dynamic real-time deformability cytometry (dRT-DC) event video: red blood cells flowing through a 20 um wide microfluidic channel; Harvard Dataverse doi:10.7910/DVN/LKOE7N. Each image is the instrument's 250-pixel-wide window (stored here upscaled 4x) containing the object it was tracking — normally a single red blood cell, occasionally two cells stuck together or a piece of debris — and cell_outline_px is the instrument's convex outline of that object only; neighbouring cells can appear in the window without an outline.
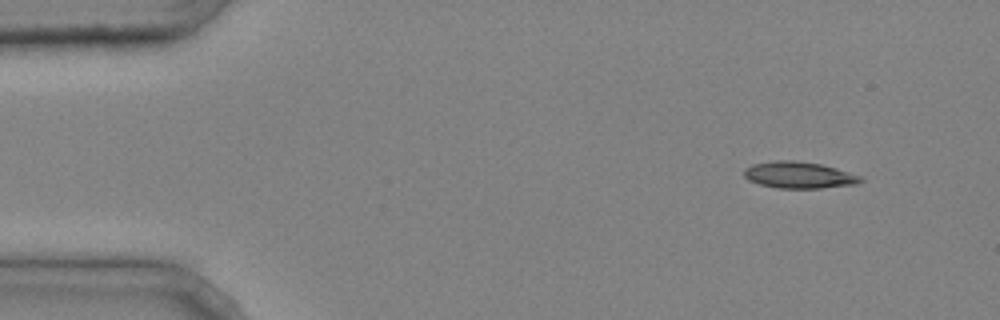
{"species": "common noctule bat (a hibernating species)", "species_latin": "Nyctalus noctula", "temperature_condition": "cold", "stored_images_in_passage": 4, "segment_of_instrument_passage": [1, 2], "camera_frame_rate_fps": 3000, "um_per_image_px": 0.085, "animal": {"sex": "male", "body_mass_g": 20.4}, "frame": {"image": 1, "passage_image": 1, "time_ms": 0.0, "image_size_px": [1000, 320], "cell_outline_px": [[864, 180], [856, 184], [820, 188], [780, 188], [760, 184], [748, 180], [744, 176], [744, 168], [752, 164], [776, 160], [796, 160], [820, 164], [836, 168], [860, 176]], "centroid_in_image_um": [67.89, 14.87], "position_along_channel_um": 17.1, "area_um2": 17.98}}
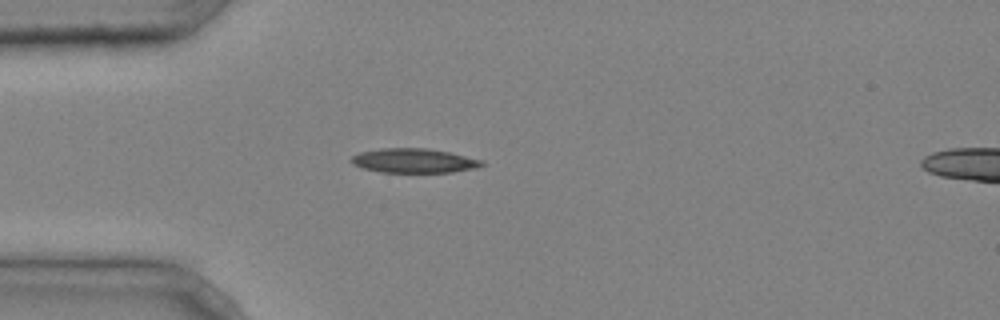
{"frame": {"image": 2, "passage_image": 3, "time_ms": 0.667, "image_size_px": [1000, 320], "cell_outline_px": [[484, 164], [476, 168], [452, 172], [380, 172], [364, 168], [352, 164], [348, 160], [352, 156], [360, 152], [380, 148], [428, 148], [448, 152], [484, 160]], "centroid_in_image_um": [35.16, 13.65], "position_along_channel_um": 49.8, "area_um2": 18.55}}